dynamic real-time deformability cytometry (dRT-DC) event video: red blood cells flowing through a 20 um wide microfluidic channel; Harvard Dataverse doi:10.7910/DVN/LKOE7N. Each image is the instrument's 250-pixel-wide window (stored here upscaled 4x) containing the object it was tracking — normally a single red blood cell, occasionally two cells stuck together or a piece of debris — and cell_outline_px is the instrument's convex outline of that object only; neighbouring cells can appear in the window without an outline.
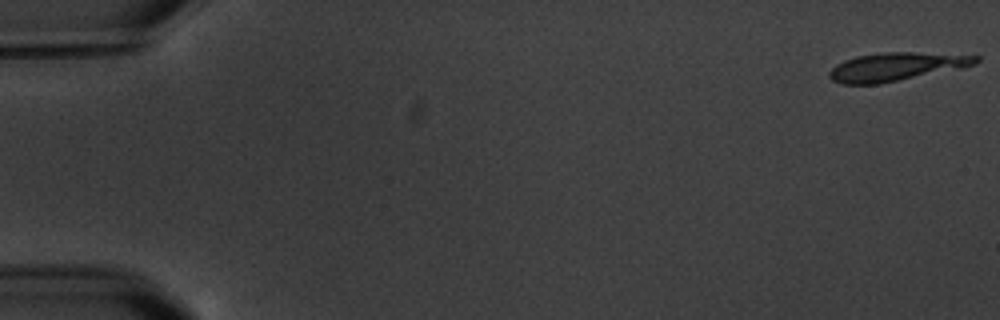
{"species": "common noctule bat (a hibernating species)", "species_latin": "Nyctalus noctula", "temperature_condition": "warm", "stored_images_in_passage": 7, "camera_frame_rate_fps": 3000, "um_per_image_px": 0.085, "animal": {"sex": "male", "body_mass_g": 20.1, "forearm_length_mm": 53.5}, "frame": {"image": 1, "passage_image": 1, "time_ms": 0.0, "image_size_px": [1000, 320], "cell_outline_px": [[980, 60], [964, 68], [880, 84], [840, 84], [832, 80], [828, 76], [828, 72], [836, 64], [844, 60], [856, 56], [884, 52], [912, 52], [980, 56]], "centroid_in_image_um": [76.15, 5.68], "position_along_channel_um": 8.9, "area_um2": 24.28}}
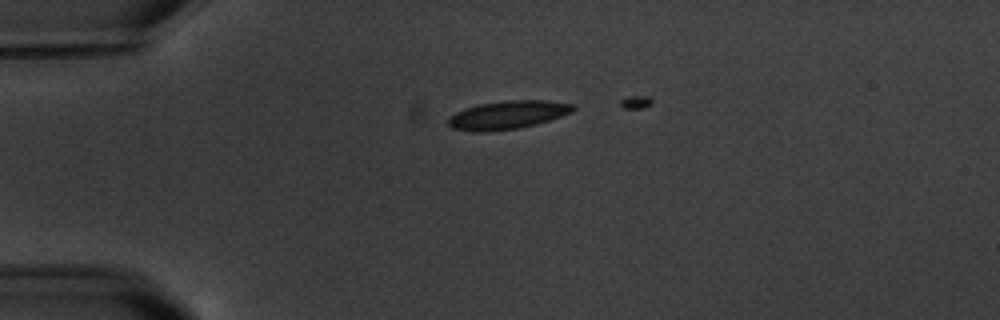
{"frame": {"image": 2, "passage_image": 5, "time_ms": 4.333, "image_size_px": [1000, 320], "cell_outline_px": [[576, 108], [572, 112], [536, 124], [516, 128], [484, 132], [472, 132], [452, 128], [448, 124], [448, 120], [456, 112], [464, 108], [480, 104], [508, 100], [548, 100], [572, 104]], "centroid_in_image_um": [43.14, 9.76], "position_along_channel_um": 41.9, "area_um2": 20.4}}